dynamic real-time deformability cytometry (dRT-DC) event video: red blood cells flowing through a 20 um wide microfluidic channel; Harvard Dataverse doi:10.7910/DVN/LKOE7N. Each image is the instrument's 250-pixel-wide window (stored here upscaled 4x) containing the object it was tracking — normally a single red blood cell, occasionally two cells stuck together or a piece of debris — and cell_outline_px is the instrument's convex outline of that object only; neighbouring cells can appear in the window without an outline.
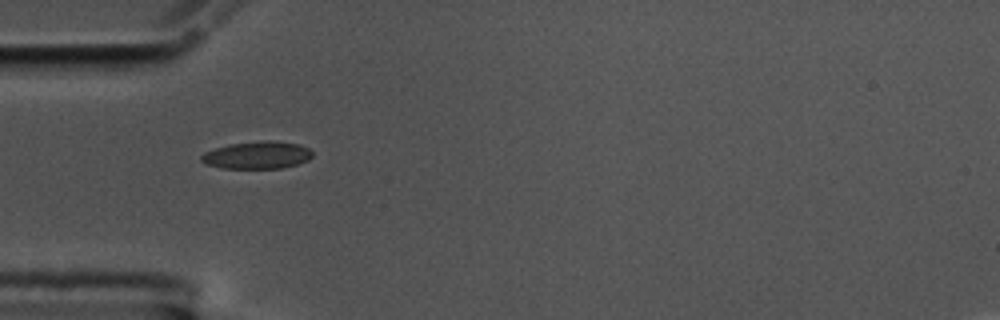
{"species": "common noctule bat (a hibernating species)", "species_latin": "Nyctalus noctula", "temperature_condition": "cold", "stored_images_in_passage": 41, "camera_frame_rate_fps": 3000, "um_per_image_px": 0.085, "animal": {"sex": "male", "body_mass_g": 17.5, "forearm_length_mm": 52.3}, "frame": {"image": 1, "passage_image": 1, "time_ms": 0.0, "image_size_px": [1000, 320], "cell_outline_px": [[312, 156], [308, 160], [296, 164], [280, 168], [220, 168], [204, 164], [200, 160], [200, 156], [204, 152], [228, 144], [268, 140], [300, 144], [308, 148], [312, 152]], "centroid_in_image_um": [21.82, 13.18], "position_along_channel_um": 63.2, "area_um2": 17.74}}
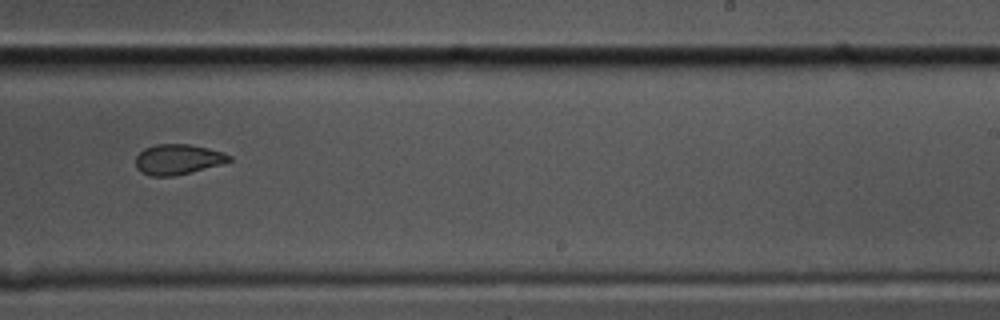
{"frame": {"image": 2, "passage_image": 19, "time_ms": 6.0, "image_size_px": [1000, 320], "cell_outline_px": [[232, 160], [220, 164], [172, 176], [148, 176], [140, 172], [136, 168], [136, 156], [144, 148], [156, 144], [188, 144], [208, 148], [224, 152], [232, 156]], "centroid_in_image_um": [15.09, 13.54], "position_along_channel_um": 273.9, "area_um2": 16.42}}
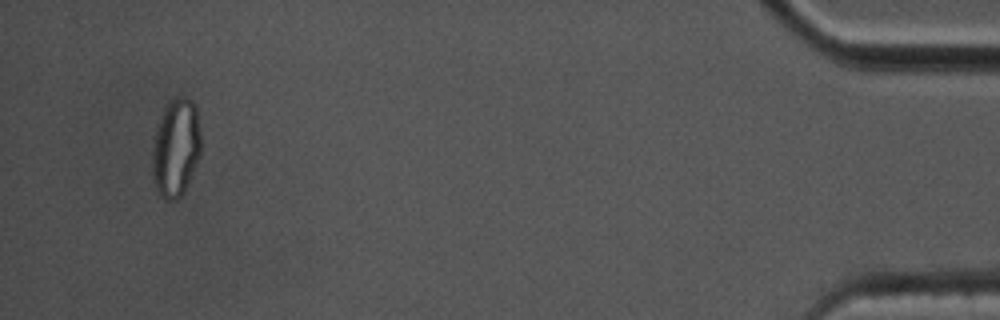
{"frame": {"image": 3, "passage_image": 38, "time_ms": 12.333, "image_size_px": [1000, 320], "cell_outline_px": [[200, 156], [188, 184], [184, 192], [176, 200], [164, 200], [156, 188], [152, 180], [152, 148], [156, 124], [164, 108], [176, 96], [184, 96], [192, 100], [196, 108], [200, 132]], "centroid_in_image_um": [14.93, 12.57], "position_along_channel_um": 420.3, "area_um2": 28.21}, "authors_computed_cell_mechanics": {"area_um2": 17.7446, "velocity_mm_per_s": 3.5333, "shape_relaxation_time_tau1_ms": 7.363, "shape_relaxation_time_tau2_ms": 2.5083, "deformation_change_tau1": 0.1751, "deformation_change_tau2": 0.0693}}